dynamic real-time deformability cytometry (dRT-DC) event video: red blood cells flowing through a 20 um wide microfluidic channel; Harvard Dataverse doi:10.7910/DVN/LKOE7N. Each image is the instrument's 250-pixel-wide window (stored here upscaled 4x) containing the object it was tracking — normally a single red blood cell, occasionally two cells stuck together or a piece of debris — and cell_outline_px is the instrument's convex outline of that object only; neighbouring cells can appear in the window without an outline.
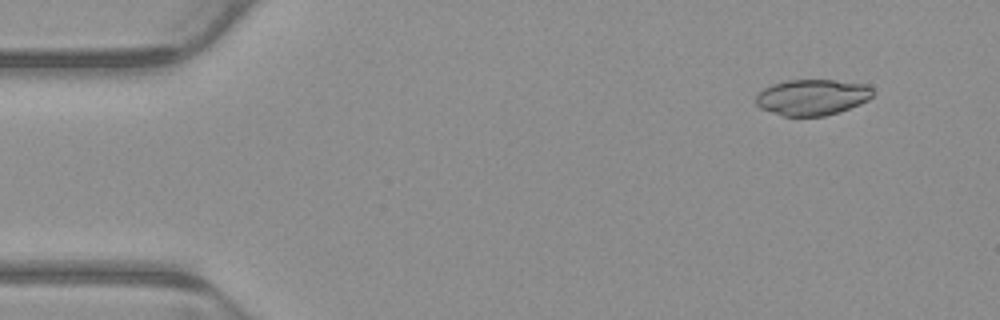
{"species": "common noctule bat (a hibernating species)", "species_latin": "Nyctalus noctula", "temperature_condition": "warm", "stored_images_in_passage": 5, "camera_frame_rate_fps": 3000, "um_per_image_px": 0.085, "animal": {"sex": "male", "body_mass_g": 23.1, "forearm_length_mm": 52.7}, "frame": {"image": 1, "passage_image": 2, "time_ms": 0.333, "image_size_px": [1000, 320], "cell_outline_px": [[876, 92], [868, 100], [860, 104], [824, 116], [784, 116], [760, 108], [756, 104], [756, 96], [764, 88], [772, 84], [784, 80], [836, 80], [868, 84]], "centroid_in_image_um": [69.06, 8.25], "position_along_channel_um": 15.9, "area_um2": 24.57}}